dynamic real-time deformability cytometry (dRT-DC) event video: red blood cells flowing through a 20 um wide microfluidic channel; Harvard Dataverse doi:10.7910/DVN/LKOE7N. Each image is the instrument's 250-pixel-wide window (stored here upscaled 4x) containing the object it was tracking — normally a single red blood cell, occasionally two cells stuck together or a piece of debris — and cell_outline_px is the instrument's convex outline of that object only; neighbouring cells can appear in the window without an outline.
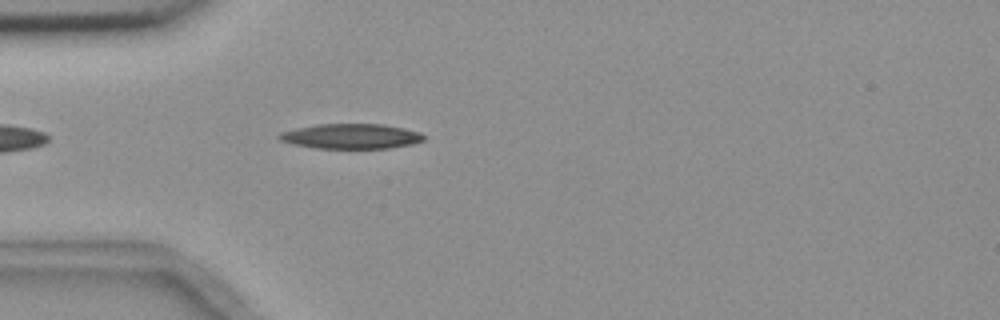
{"species": "common noctule bat (a hibernating species)", "species_latin": "Nyctalus noctula", "temperature_condition": "room temperature", "stored_images_in_passage": 2, "camera_frame_rate_fps": 3000, "um_per_image_px": 0.085, "animal": {"sex": "female", "body_mass_g": 18.4}, "frame": {"image": 1, "passage_image": 2, "time_ms": 1.333, "image_size_px": [1000, 320], "cell_outline_px": [[424, 140], [412, 144], [388, 148], [316, 148], [292, 144], [280, 140], [276, 136], [280, 132], [296, 128], [316, 124], [384, 124], [404, 128], [420, 132], [424, 136]], "centroid_in_image_um": [29.82, 11.58], "position_along_channel_um": 55.2, "area_um2": 21.1}}